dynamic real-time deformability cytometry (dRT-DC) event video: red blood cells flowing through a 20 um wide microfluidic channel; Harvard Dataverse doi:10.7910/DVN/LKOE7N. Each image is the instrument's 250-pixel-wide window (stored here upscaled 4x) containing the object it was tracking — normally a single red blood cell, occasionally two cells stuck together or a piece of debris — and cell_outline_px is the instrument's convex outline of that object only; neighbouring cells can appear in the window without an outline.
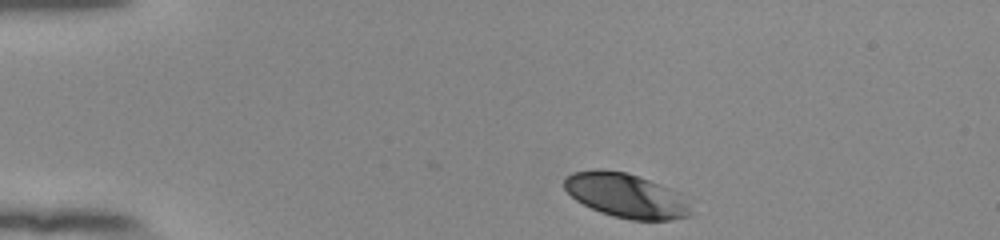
{"species": "human", "species_latin": "Homo sapiens", "temperature_condition": "room temperature", "stored_images_in_passage": 40, "camera_frame_rate_fps": 3000, "um_per_image_px": 0.085, "donor": {"sex": "female"}, "frame": {"image": 1, "passage_image": 1, "time_ms": 0.0, "image_size_px": [1000, 240], "cell_outline_px": [[692, 216], [668, 220], [632, 220], [612, 216], [600, 212], [576, 200], [564, 188], [564, 176], [572, 172], [596, 168], [600, 168], [628, 172], [660, 184], [688, 196], [692, 212]], "centroid_in_image_um": [53.25, 16.61], "position_along_channel_um": 31.7, "area_um2": 33.35}}
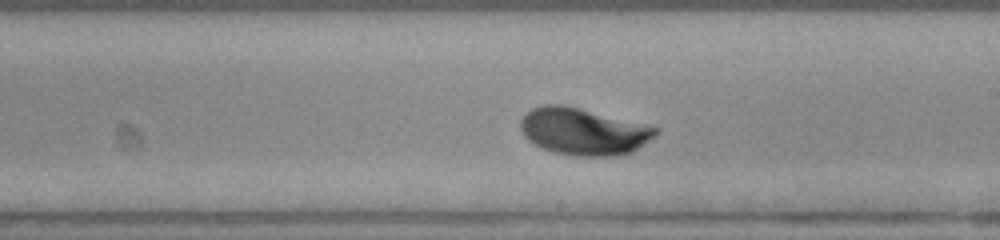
{"frame": {"image": 2, "passage_image": 23, "time_ms": 7.333, "image_size_px": [1000, 240], "cell_outline_px": [[660, 132], [632, 152], [616, 156], [576, 156], [552, 152], [528, 140], [524, 136], [520, 128], [520, 120], [524, 112], [532, 108], [544, 104], [560, 104], [580, 108], [660, 128]], "centroid_in_image_um": [49.56, 11.17], "position_along_channel_um": 239.4, "area_um2": 36.99}}
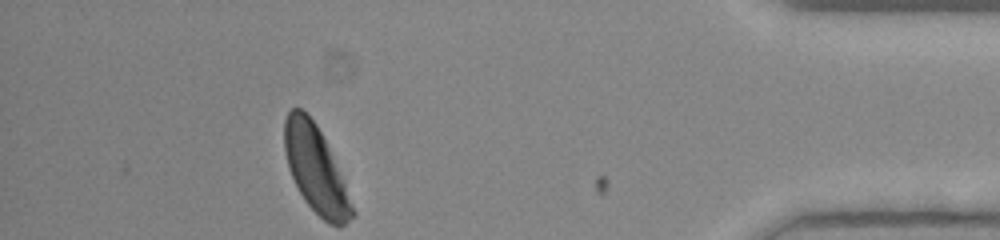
{"frame": {"image": 3, "passage_image": 40, "time_ms": 13.0, "image_size_px": [1000, 240], "cell_outline_px": [[356, 216], [344, 224], [328, 224], [304, 200], [288, 168], [284, 148], [284, 120], [288, 112], [292, 108], [300, 108], [316, 124], [344, 180], [356, 212]], "centroid_in_image_um": [26.84, 14.41], "position_along_channel_um": 408.4, "area_um2": 33.64}, "authors_computed_cell_mechanics": {"area_um2": 35.4892, "velocity_mm_per_s": 3.7551, "shape_relaxation_time_tau1_ms": 2.9158, "shape_relaxation_time_tau2_ms": null, "deformation_change_tau1": 0.1501, "deformation_change_tau2": null}}